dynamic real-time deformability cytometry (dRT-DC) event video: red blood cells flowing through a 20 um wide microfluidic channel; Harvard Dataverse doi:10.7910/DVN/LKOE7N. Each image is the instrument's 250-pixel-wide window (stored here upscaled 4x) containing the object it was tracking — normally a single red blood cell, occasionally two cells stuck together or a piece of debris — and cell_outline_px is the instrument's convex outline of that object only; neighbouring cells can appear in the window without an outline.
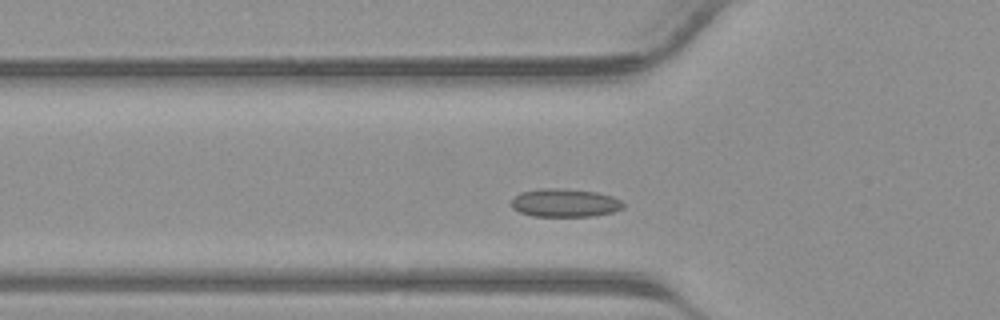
{"species": "common noctule bat (a hibernating species)", "species_latin": "Nyctalus noctula", "temperature_condition": "warm", "stored_images_in_passage": 32, "camera_frame_rate_fps": 3000, "um_per_image_px": 0.085, "animal": {"sex": "male", "body_mass_g": 23.1, "forearm_length_mm": 52.7}, "frame": {"image": 1, "passage_image": 8, "time_ms": 2.333, "image_size_px": [1000, 320], "cell_outline_px": [[624, 208], [616, 212], [592, 216], [532, 216], [520, 212], [512, 208], [512, 200], [520, 192], [540, 188], [564, 188], [596, 192], [612, 196], [620, 200], [624, 204]], "centroid_in_image_um": [48.04, 17.24], "position_along_channel_um": 77.8, "area_um2": 18.55}}
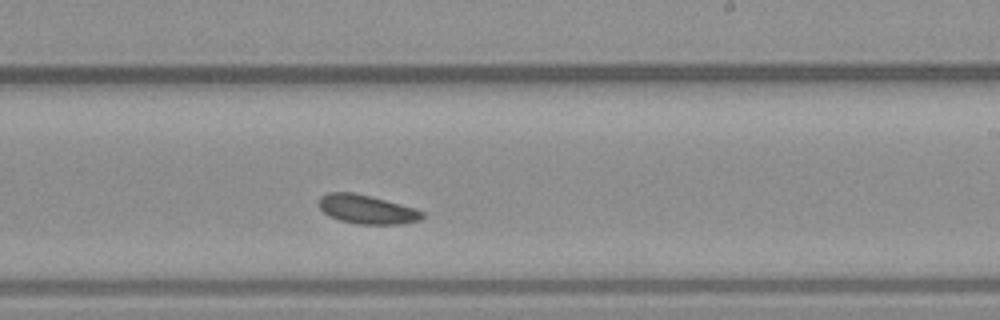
{"frame": {"image": 2, "passage_image": 19, "time_ms": 6.0, "image_size_px": [1000, 320], "cell_outline_px": [[424, 216], [420, 220], [396, 224], [356, 224], [340, 220], [328, 216], [320, 208], [320, 196], [328, 192], [352, 192], [372, 196], [416, 208], [424, 212]], "centroid_in_image_um": [31.19, 17.79], "position_along_channel_um": 257.8, "area_um2": 17.46}}
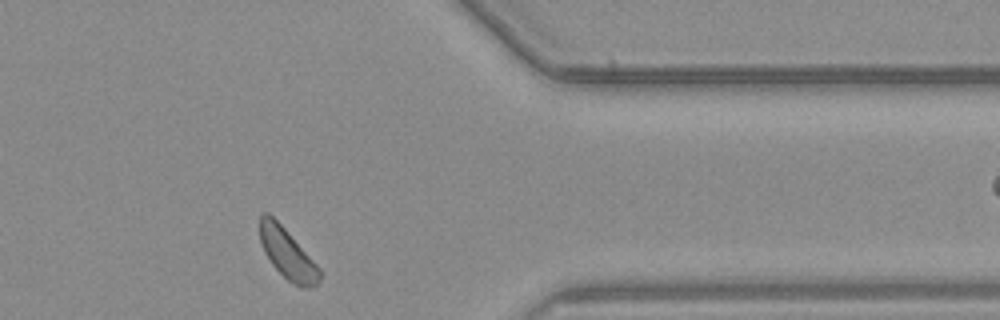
{"frame": {"image": 3, "passage_image": 28, "time_ms": 9.0, "image_size_px": [1000, 320], "cell_outline_px": [[324, 272], [320, 280], [312, 288], [304, 288], [292, 284], [272, 264], [264, 252], [260, 240], [260, 216], [264, 212], [268, 212], [284, 228]], "centroid_in_image_um": [24.46, 21.6], "position_along_channel_um": 386.9, "area_um2": 17.46}}